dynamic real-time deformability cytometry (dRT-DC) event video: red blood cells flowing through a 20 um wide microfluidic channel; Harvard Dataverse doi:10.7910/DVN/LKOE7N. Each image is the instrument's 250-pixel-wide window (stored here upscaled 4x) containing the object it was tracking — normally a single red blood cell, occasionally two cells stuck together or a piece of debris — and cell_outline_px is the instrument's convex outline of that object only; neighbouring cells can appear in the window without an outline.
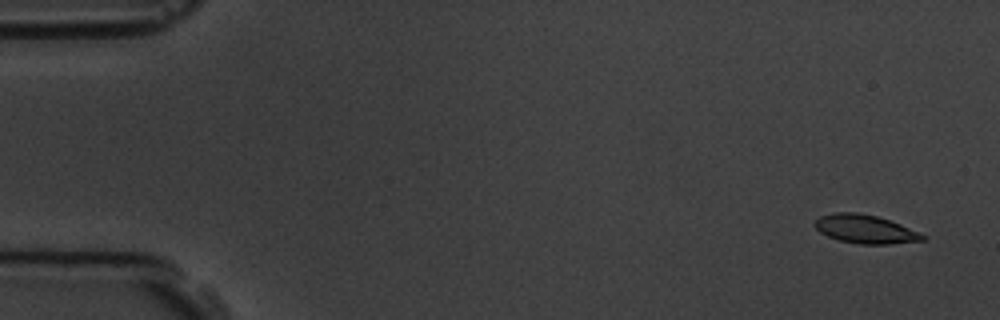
{"species": "common noctule bat (a hibernating species)", "species_latin": "Nyctalus noctula", "temperature_condition": "room temperature", "stored_images_in_passage": 4, "camera_frame_rate_fps": 3000, "um_per_image_px": 0.085, "animal": {"sex": "male", "body_mass_g": 19.5, "forearm_length_mm": 54.6}, "frame": {"image": 1, "passage_image": 1, "time_ms": 0.0, "image_size_px": [1000, 320], "cell_outline_px": [[928, 236], [924, 240], [888, 244], [860, 244], [840, 240], [828, 236], [820, 232], [812, 224], [820, 216], [832, 212], [860, 212], [876, 216], [900, 224]], "centroid_in_image_um": [73.53, 19.46], "position_along_channel_um": 11.5, "area_um2": 17.92}}
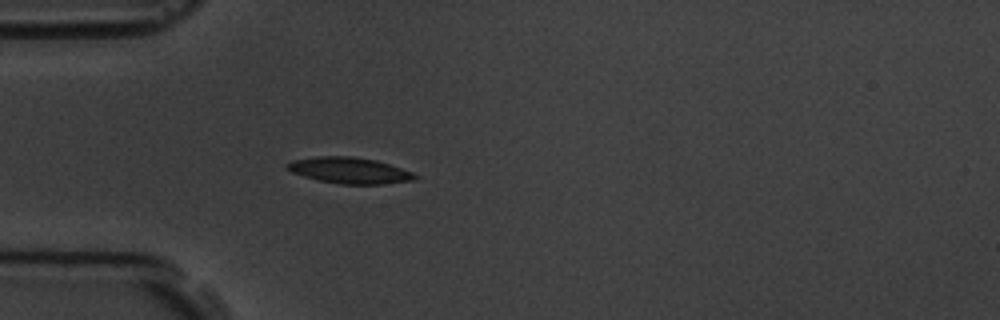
{"frame": {"image": 2, "passage_image": 4, "time_ms": 4.667, "image_size_px": [1000, 320], "cell_outline_px": [[420, 176], [412, 180], [380, 184], [340, 184], [320, 180], [304, 176], [292, 172], [284, 168], [284, 164], [292, 160], [316, 156], [352, 156], [376, 160], [412, 172]], "centroid_in_image_um": [29.65, 14.47], "position_along_channel_um": 55.3, "area_um2": 19.36}}